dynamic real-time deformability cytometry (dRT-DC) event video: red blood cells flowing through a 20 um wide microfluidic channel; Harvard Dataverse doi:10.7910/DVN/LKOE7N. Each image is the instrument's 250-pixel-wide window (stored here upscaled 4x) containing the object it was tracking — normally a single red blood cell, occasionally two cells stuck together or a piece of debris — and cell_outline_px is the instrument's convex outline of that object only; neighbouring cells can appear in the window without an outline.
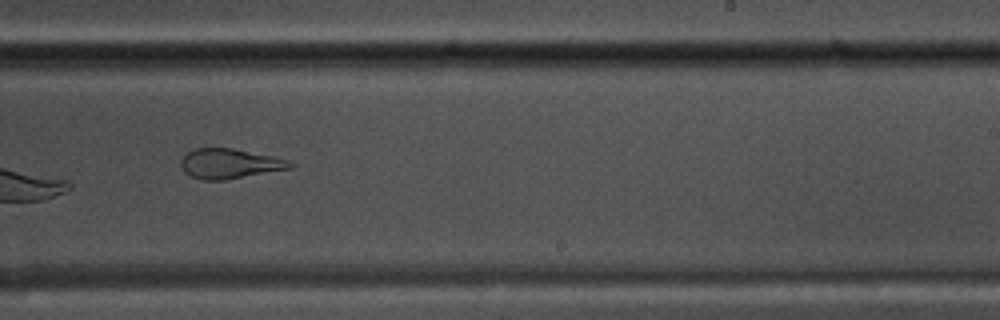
{"species": "common noctule bat (a hibernating species)", "species_latin": "Nyctalus noctula", "temperature_condition": "warm", "stored_images_in_passage": 33, "camera_frame_rate_fps": 3000, "um_per_image_px": 0.085, "animal": {"sex": "male", "body_mass_g": 17.5, "forearm_length_mm": 52.3}, "frame": {"image": 1, "passage_image": 19, "time_ms": 6.0, "image_size_px": [1000, 320], "cell_outline_px": [[296, 164], [292, 168], [224, 180], [200, 180], [184, 172], [180, 164], [180, 160], [188, 152], [196, 148], [232, 148], [272, 156], [288, 160]], "centroid_in_image_um": [19.52, 13.91], "position_along_channel_um": 269.5, "area_um2": 18.96}, "authors_computed_cell_mechanics": {"area_um2": 19.652, "velocity_mm_per_s": 3.824, "shape_relaxation_time_tau1_ms": null, "shape_relaxation_time_tau2_ms": 1.4767, "deformation_change_tau1": null, "deformation_change_tau2": 0.0986}}